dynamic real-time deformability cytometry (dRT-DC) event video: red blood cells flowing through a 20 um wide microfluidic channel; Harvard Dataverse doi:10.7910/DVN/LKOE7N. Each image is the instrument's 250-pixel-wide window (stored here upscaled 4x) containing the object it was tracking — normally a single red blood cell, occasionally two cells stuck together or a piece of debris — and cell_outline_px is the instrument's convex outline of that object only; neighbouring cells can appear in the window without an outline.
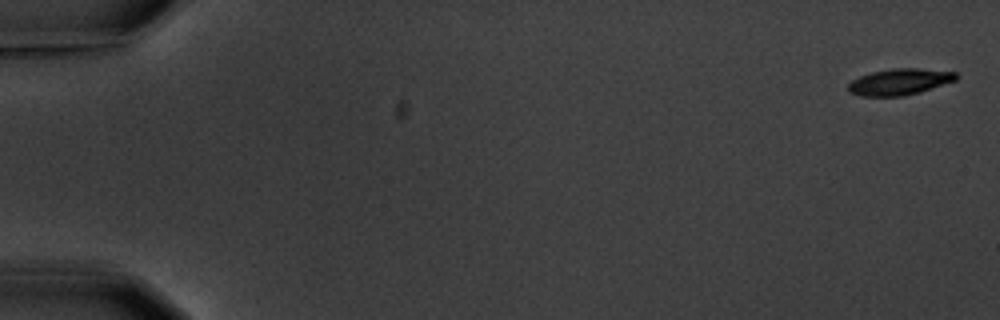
{"species": "common noctule bat (a hibernating species)", "species_latin": "Nyctalus noctula", "temperature_condition": "warm", "stored_images_in_passage": 6, "camera_frame_rate_fps": 3000, "um_per_image_px": 0.085, "animal": {"sex": "male", "body_mass_g": 20.1, "forearm_length_mm": 53.5}, "frame": {"image": 1, "passage_image": 1, "time_ms": 0.0, "image_size_px": [1000, 320], "cell_outline_px": [[960, 76], [956, 80], [920, 92], [904, 96], [860, 96], [848, 92], [848, 84], [852, 80], [860, 76], [872, 72], [892, 68], [920, 68], [956, 72]], "centroid_in_image_um": [76.47, 6.95], "position_along_channel_um": 8.5, "area_um2": 16.65}}
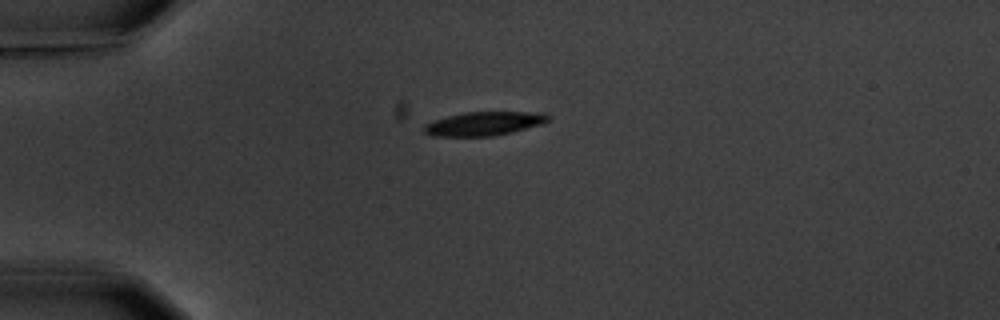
{"frame": {"image": 2, "passage_image": 5, "time_ms": 4.667, "image_size_px": [1000, 320], "cell_outline_px": [[552, 116], [544, 124], [512, 132], [492, 136], [432, 136], [424, 132], [424, 124], [448, 116], [464, 112], [544, 112]], "centroid_in_image_um": [41.2, 10.5], "position_along_channel_um": 43.8, "area_um2": 17.28}}